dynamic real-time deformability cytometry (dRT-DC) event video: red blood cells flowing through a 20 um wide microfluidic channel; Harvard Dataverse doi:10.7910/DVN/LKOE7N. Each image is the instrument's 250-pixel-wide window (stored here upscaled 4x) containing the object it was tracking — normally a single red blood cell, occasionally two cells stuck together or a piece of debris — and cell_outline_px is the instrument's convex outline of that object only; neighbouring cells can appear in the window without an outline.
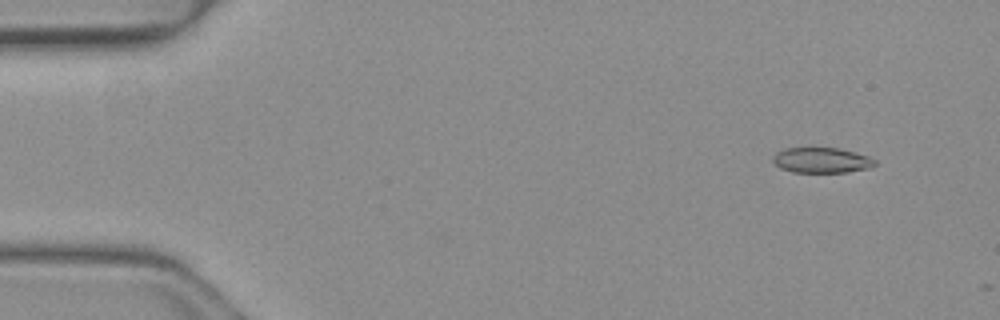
{"species": "common noctule bat (a hibernating species)", "species_latin": "Nyctalus noctula", "temperature_condition": "warm", "stored_images_in_passage": 14, "camera_frame_rate_fps": 3000, "um_per_image_px": 0.085, "animal": {"sex": "female", "body_mass_g": 19.3, "forearm_length_mm": 54.1}, "frame": {"image": 1, "passage_image": 5, "time_ms": 1.333, "image_size_px": [1000, 320], "cell_outline_px": [[876, 164], [864, 168], [848, 172], [792, 172], [780, 168], [772, 160], [772, 156], [776, 152], [784, 148], [836, 148], [868, 156], [876, 160]], "centroid_in_image_um": [69.77, 13.62], "position_along_channel_um": 15.2, "area_um2": 14.85}}